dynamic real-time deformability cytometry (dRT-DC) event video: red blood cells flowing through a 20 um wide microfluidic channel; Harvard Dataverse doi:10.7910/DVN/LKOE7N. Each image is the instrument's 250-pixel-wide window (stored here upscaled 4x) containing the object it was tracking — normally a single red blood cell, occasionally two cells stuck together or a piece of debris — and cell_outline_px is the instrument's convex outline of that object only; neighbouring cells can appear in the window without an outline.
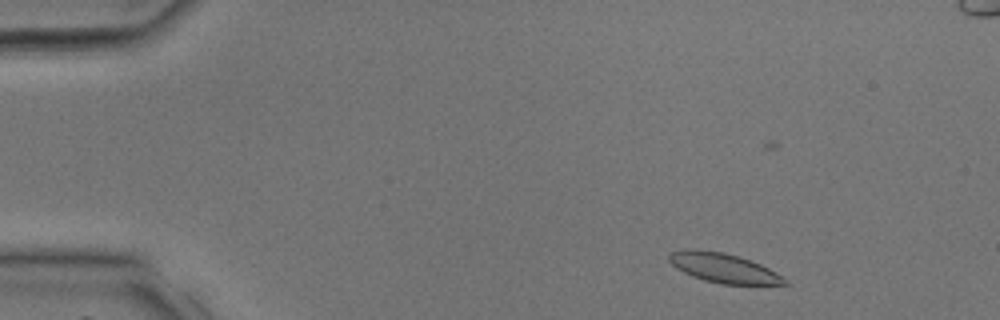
{"species": "common noctule bat (a hibernating species)", "species_latin": "Nyctalus noctula", "temperature_condition": "room temperature", "stored_images_in_passage": 37, "segment_of_instrument_passage": [1, 2], "camera_frame_rate_fps": 3000, "um_per_image_px": 0.085, "animal": {"sex": "male", "body_mass_g": 17.9, "forearm_length_mm": 54.2}, "frame": {"image": 1, "passage_image": 3, "time_ms": 0.667, "image_size_px": [1000, 320], "cell_outline_px": [[792, 284], [720, 284], [704, 280], [692, 276], [676, 268], [668, 260], [668, 256], [672, 252], [724, 252], [740, 256], [760, 264], [776, 272], [788, 280]], "centroid_in_image_um": [61.6, 22.83], "position_along_channel_um": 23.4, "area_um2": 19.13}}
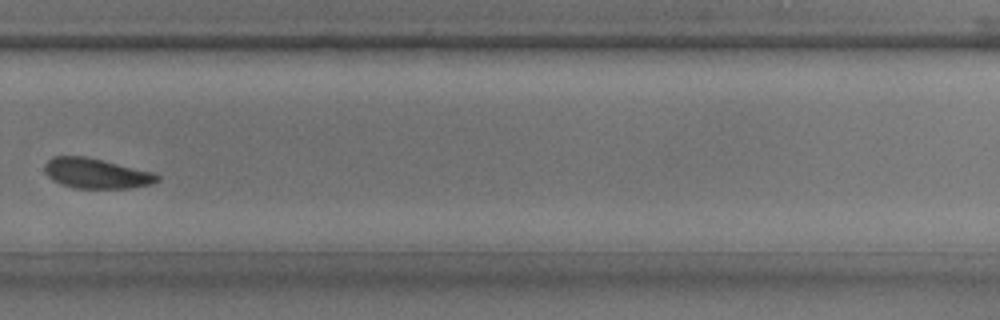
{"frame": {"image": 2, "passage_image": 25, "time_ms": 8.0, "image_size_px": [1000, 320], "cell_outline_px": [[160, 180], [152, 184], [132, 188], [76, 188], [60, 184], [52, 180], [44, 172], [44, 164], [52, 156], [84, 156], [152, 172], [160, 176]], "centroid_in_image_um": [8.15, 14.74], "position_along_channel_um": 321.6, "area_um2": 19.71}}
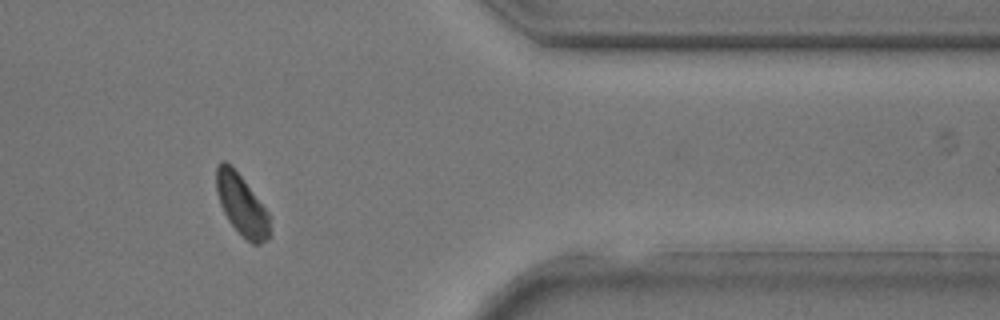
{"frame": {"image": 3, "passage_image": 30, "time_ms": 9.667, "image_size_px": [1000, 320], "cell_outline_px": [[272, 236], [260, 244], [252, 244], [228, 220], [220, 204], [216, 192], [216, 164], [220, 160], [224, 160], [232, 164], [268, 212]], "centroid_in_image_um": [20.54, 17.38], "position_along_channel_um": 390.9, "area_um2": 19.07}}